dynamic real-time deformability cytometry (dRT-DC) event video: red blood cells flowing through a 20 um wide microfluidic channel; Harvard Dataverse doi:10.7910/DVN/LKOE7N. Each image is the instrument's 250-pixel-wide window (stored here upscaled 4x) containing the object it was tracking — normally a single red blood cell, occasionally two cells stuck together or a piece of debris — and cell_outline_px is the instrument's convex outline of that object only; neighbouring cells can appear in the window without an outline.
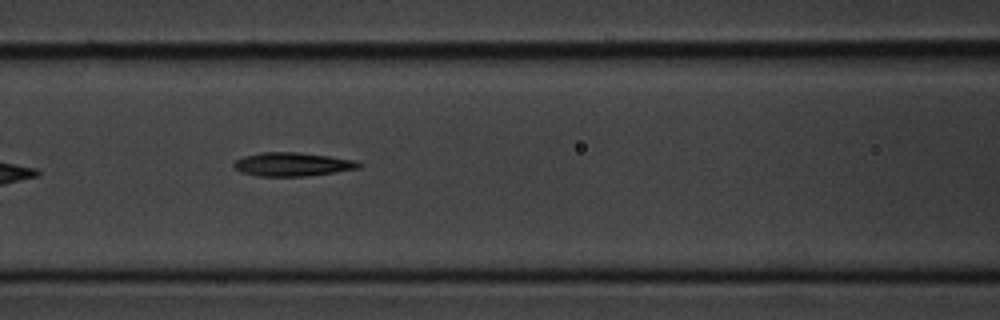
{"species": "common noctule bat (a hibernating species)", "species_latin": "Nyctalus noctula", "temperature_condition": "cold", "stored_images_in_passage": 8, "camera_frame_rate_fps": 3000, "um_per_image_px": 0.085, "animal": {"sex": "male", "body_mass_g": 20.1, "forearm_length_mm": 53.5}, "frame": {"image": 1, "passage_image": 7, "time_ms": 7.0, "image_size_px": [1000, 320], "cell_outline_px": [[364, 164], [360, 168], [308, 176], [256, 176], [240, 172], [232, 164], [236, 160], [244, 156], [260, 152], [300, 152], [360, 160]], "centroid_in_image_um": [24.91, 13.96], "position_along_channel_um": 141.7, "area_um2": 17.51}}
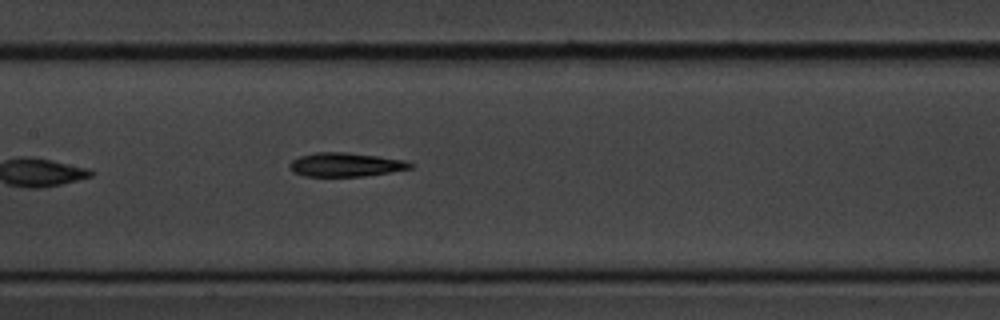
{"frame": {"image": 2, "passage_image": 8, "time_ms": 8.0, "image_size_px": [1000, 320], "cell_outline_px": [[412, 168], [364, 176], [304, 176], [292, 172], [288, 168], [288, 164], [292, 160], [300, 156], [316, 152], [348, 152], [404, 160], [412, 164]], "centroid_in_image_um": [29.3, 13.99], "position_along_channel_um": 178.1, "area_um2": 16.7}}